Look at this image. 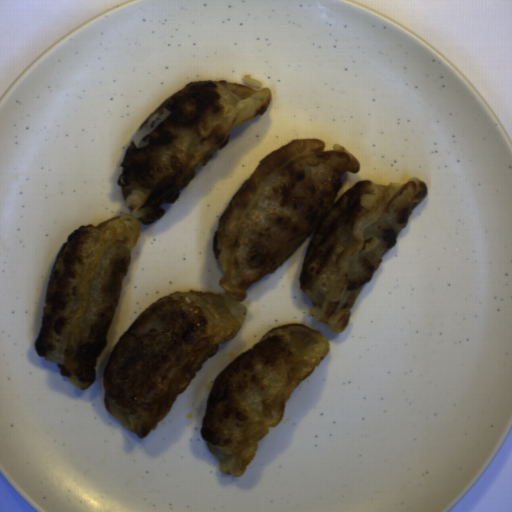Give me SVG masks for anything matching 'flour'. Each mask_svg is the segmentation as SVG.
<instances>
[{"instance_id":"c2a2500e","label":"flour","mask_w":512,"mask_h":512,"mask_svg":"<svg viewBox=\"0 0 512 512\" xmlns=\"http://www.w3.org/2000/svg\"><path fill=\"white\" fill-rule=\"evenodd\" d=\"M295 139L261 160L235 191L212 238L223 291H181L142 310L112 349L103 373L107 411L144 436L164 420L204 363L235 337L248 288L284 265L311 236L298 284L308 315L345 331L353 307L427 196L420 179L359 181L347 147ZM337 200V201H336Z\"/></svg>"},{"instance_id":"66d56a37","label":"flour","mask_w":512,"mask_h":512,"mask_svg":"<svg viewBox=\"0 0 512 512\" xmlns=\"http://www.w3.org/2000/svg\"><path fill=\"white\" fill-rule=\"evenodd\" d=\"M329 351L325 333L295 322L268 331L220 371L200 428L219 471L242 476L257 442L278 426L288 399Z\"/></svg>"},{"instance_id":"a7fe0414","label":"flour","mask_w":512,"mask_h":512,"mask_svg":"<svg viewBox=\"0 0 512 512\" xmlns=\"http://www.w3.org/2000/svg\"><path fill=\"white\" fill-rule=\"evenodd\" d=\"M271 96L266 88L191 82L159 104L130 138L116 180L129 213L73 231L46 284L35 349L75 387L89 388L96 379L143 226L177 202L235 127L267 111Z\"/></svg>"}]
</instances>
